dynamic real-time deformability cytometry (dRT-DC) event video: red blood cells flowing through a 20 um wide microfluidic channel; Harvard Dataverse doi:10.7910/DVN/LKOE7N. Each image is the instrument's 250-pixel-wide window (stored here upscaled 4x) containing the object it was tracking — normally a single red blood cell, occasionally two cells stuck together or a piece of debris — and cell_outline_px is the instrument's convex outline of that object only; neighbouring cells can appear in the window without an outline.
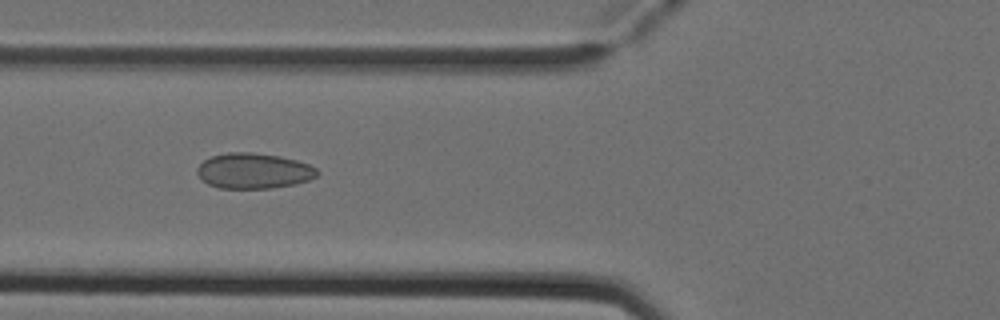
{"species": "Egyptian fruit bat (a non-hibernating species)", "species_latin": "Rousettus aegyptiacus", "temperature_condition": "cold", "stored_images_in_passage": 6, "camera_frame_rate_fps": 3000, "um_per_image_px": 0.085, "animal": {"sex": "female"}, "frame": {"image": 1, "passage_image": 6, "time_ms": 1.667, "image_size_px": [1000, 320], "cell_outline_px": [[320, 172], [316, 176], [308, 180], [296, 184], [272, 188], [220, 188], [208, 184], [196, 172], [196, 168], [204, 160], [212, 156], [228, 152], [252, 152], [280, 156], [296, 160], [308, 164], [316, 168]], "centroid_in_image_um": [21.57, 14.52], "position_along_channel_um": 104.2, "area_um2": 24.8}}